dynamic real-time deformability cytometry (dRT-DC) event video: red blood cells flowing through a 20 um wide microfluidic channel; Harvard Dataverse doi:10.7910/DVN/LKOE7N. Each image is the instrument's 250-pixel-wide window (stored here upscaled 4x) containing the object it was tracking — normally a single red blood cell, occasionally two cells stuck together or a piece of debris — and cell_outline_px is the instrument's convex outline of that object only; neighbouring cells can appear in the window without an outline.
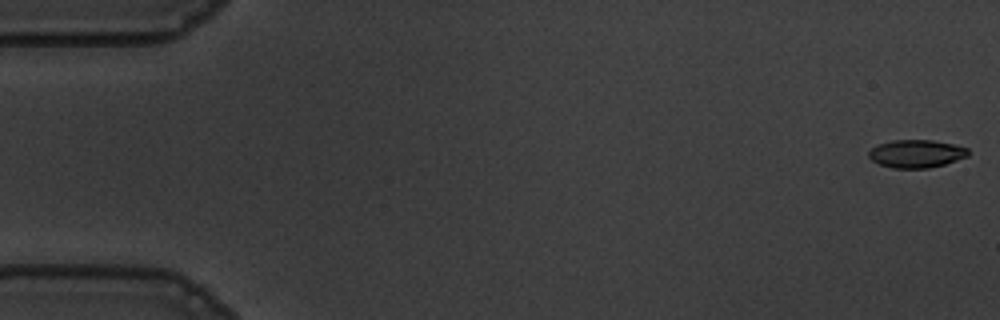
{"species": "common noctule bat (a hibernating species)", "species_latin": "Nyctalus noctula", "temperature_condition": "warm", "stored_images_in_passage": 55, "camera_frame_rate_fps": 3000, "um_per_image_px": 0.085, "animal": {"sex": "male", "body_mass_g": 19.5, "forearm_length_mm": 54.6}, "frame": {"image": 1, "passage_image": 1, "time_ms": 0.0, "image_size_px": [1000, 320], "cell_outline_px": [[968, 156], [944, 164], [928, 168], [892, 168], [880, 164], [872, 160], [868, 156], [868, 152], [872, 148], [880, 144], [892, 140], [932, 140], [952, 144], [968, 148]], "centroid_in_image_um": [77.88, 13.06], "position_along_channel_um": 7.1, "area_um2": 16.01}}
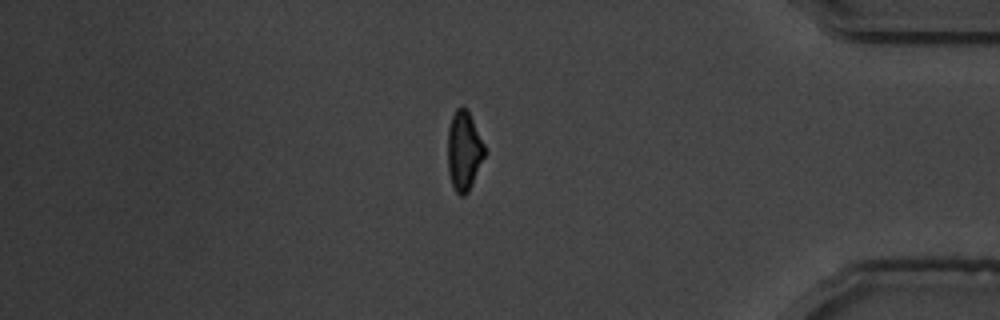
{"frame": {"image": 2, "passage_image": 47, "time_ms": 15.333, "image_size_px": [1000, 320], "cell_outline_px": [[484, 156], [472, 184], [468, 192], [464, 196], [460, 196], [456, 192], [452, 184], [448, 172], [448, 128], [452, 116], [456, 108], [460, 104], [468, 108], [484, 144]], "centroid_in_image_um": [39.42, 12.77], "position_along_channel_um": 395.8, "area_um2": 17.11}}
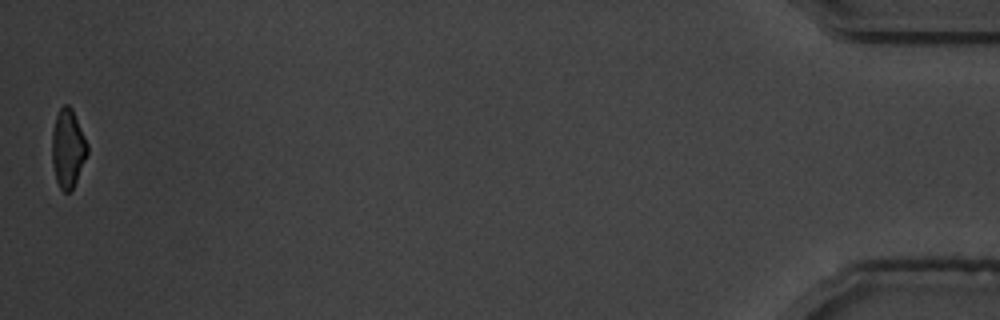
{"frame": {"image": 3, "passage_image": 55, "time_ms": 18.0, "image_size_px": [1000, 320], "cell_outline_px": [[88, 152], [76, 180], [72, 188], [68, 192], [64, 192], [60, 188], [56, 180], [52, 164], [52, 132], [56, 116], [60, 108], [64, 104], [68, 104], [72, 108], [88, 144]], "centroid_in_image_um": [5.76, 12.59], "position_along_channel_um": 429.4, "area_um2": 16.01}, "authors_computed_cell_mechanics": {"area_um2": 17.4556, "velocity_mm_per_s": 3.6698, "shape_relaxation_time_tau1_ms": 3.1649, "shape_relaxation_time_tau2_ms": 2.1023, "deformation_change_tau1": 0.1447, "deformation_change_tau2": 0.0783}}